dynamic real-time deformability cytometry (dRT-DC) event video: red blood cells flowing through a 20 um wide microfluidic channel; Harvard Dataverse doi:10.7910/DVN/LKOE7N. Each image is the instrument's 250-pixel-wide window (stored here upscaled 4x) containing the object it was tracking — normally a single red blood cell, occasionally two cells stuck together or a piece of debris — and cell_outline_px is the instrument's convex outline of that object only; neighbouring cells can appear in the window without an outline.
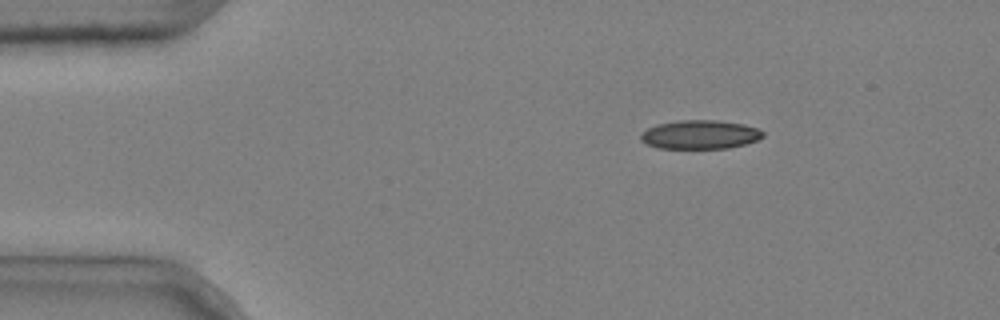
{"species": "common noctule bat (a hibernating species)", "species_latin": "Nyctalus noctula", "temperature_condition": "cold", "stored_images_in_passage": 3, "camera_frame_rate_fps": 3000, "um_per_image_px": 0.085, "animal": {"sex": "male", "body_mass_g": 20.4}, "frame": {"image": 1, "passage_image": 1, "time_ms": 0.0, "image_size_px": [1000, 320], "cell_outline_px": [[764, 136], [756, 140], [744, 144], [728, 148], [660, 148], [648, 144], [640, 140], [640, 136], [648, 128], [656, 124], [680, 120], [716, 120], [744, 124], [760, 128], [764, 132]], "centroid_in_image_um": [59.53, 11.43], "position_along_channel_um": 25.5, "area_um2": 20.46}}